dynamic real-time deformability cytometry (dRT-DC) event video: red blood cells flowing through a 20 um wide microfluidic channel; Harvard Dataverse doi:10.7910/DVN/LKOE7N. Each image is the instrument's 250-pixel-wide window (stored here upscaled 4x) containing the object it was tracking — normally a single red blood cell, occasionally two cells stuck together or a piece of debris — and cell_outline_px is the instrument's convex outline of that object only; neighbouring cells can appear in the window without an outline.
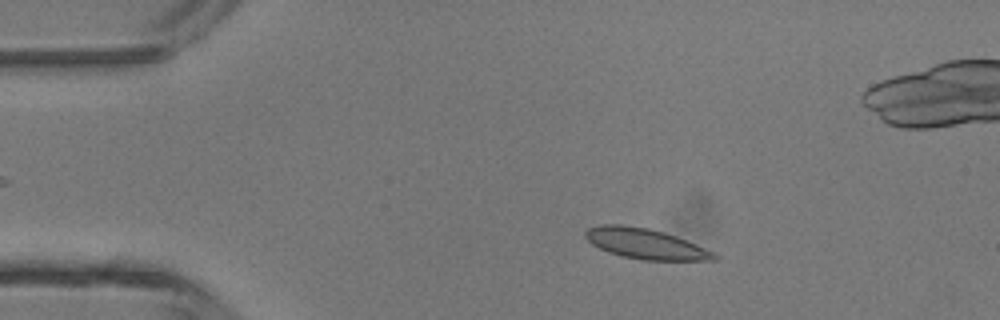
{"species": "common noctule bat (a hibernating species)", "species_latin": "Nyctalus noctula", "temperature_condition": "room temperature", "stored_images_in_passage": 31, "camera_frame_rate_fps": 3000, "um_per_image_px": 0.085, "animal": {"sex": "male", "body_mass_g": 13.3}, "frame": {"image": 1, "passage_image": 7, "time_ms": 2.0, "image_size_px": [1000, 320], "cell_outline_px": [[720, 260], [640, 260], [608, 252], [592, 244], [584, 236], [584, 232], [588, 228], [600, 224], [620, 224], [648, 228], [664, 232], [676, 236], [716, 252], [720, 256]], "centroid_in_image_um": [54.9, 20.72], "position_along_channel_um": 30.1, "area_um2": 22.95}}
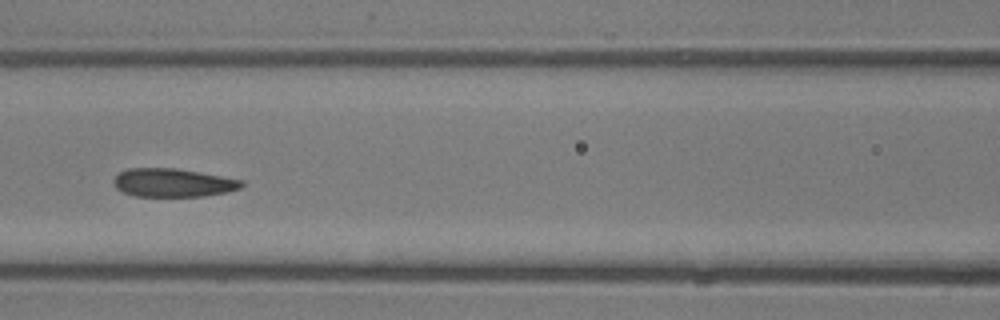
{"frame": {"image": 2, "passage_image": 19, "time_ms": 6.0, "image_size_px": [1000, 320], "cell_outline_px": [[244, 184], [240, 188], [228, 192], [204, 196], [136, 196], [124, 192], [116, 188], [116, 176], [120, 172], [128, 168], [176, 168], [244, 180]], "centroid_in_image_um": [14.75, 15.53], "position_along_channel_um": 151.8, "area_um2": 20.98}}
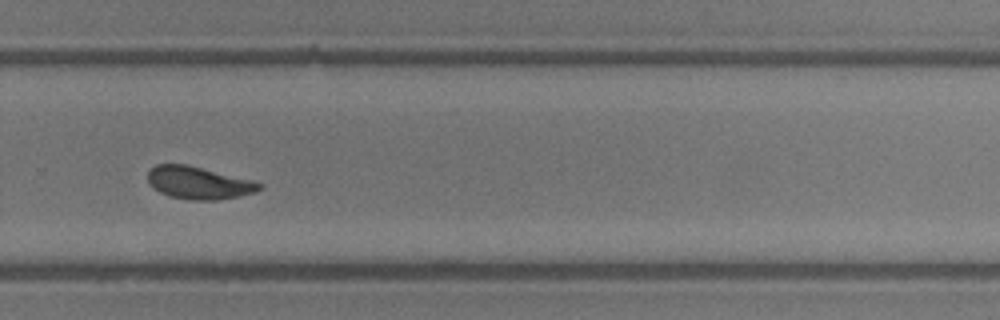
{"frame": {"image": 3, "passage_image": 30, "time_ms": 9.667, "image_size_px": [1000, 320], "cell_outline_px": [[264, 188], [256, 192], [240, 196], [216, 200], [188, 200], [168, 196], [160, 192], [148, 184], [148, 172], [156, 164], [188, 164], [252, 180], [264, 184]], "centroid_in_image_um": [16.91, 15.54], "position_along_channel_um": 312.9, "area_um2": 21.39}}